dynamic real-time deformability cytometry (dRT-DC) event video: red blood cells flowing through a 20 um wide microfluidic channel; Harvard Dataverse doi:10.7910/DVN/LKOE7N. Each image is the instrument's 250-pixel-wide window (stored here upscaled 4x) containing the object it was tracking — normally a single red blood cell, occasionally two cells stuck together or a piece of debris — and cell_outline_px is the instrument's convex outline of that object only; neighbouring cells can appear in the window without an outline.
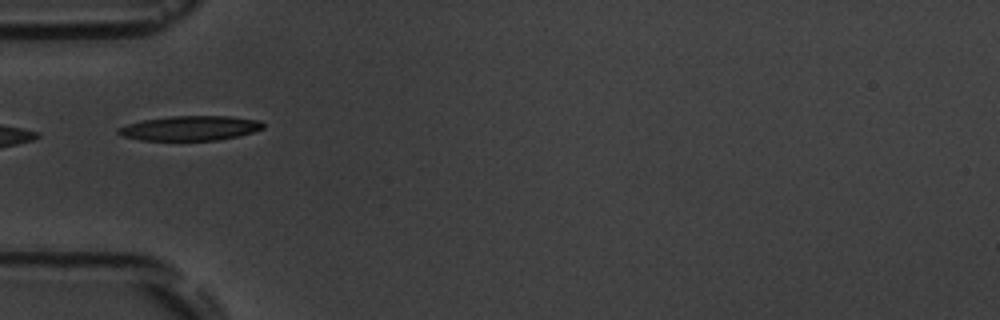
{"species": "common noctule bat (a hibernating species)", "species_latin": "Nyctalus noctula", "temperature_condition": "room temperature", "stored_images_in_passage": 10, "camera_frame_rate_fps": 3000, "um_per_image_px": 0.085, "animal": {"sex": "male", "body_mass_g": 19.5, "forearm_length_mm": 54.6}, "frame": {"image": 1, "passage_image": 5, "time_ms": 4.667, "image_size_px": [1000, 320], "cell_outline_px": [[264, 128], [240, 136], [220, 140], [140, 140], [124, 136], [116, 132], [116, 128], [128, 124], [144, 120], [172, 116], [228, 116], [260, 120], [264, 124]], "centroid_in_image_um": [16.19, 10.9], "position_along_channel_um": 68.8, "area_um2": 20.81}}
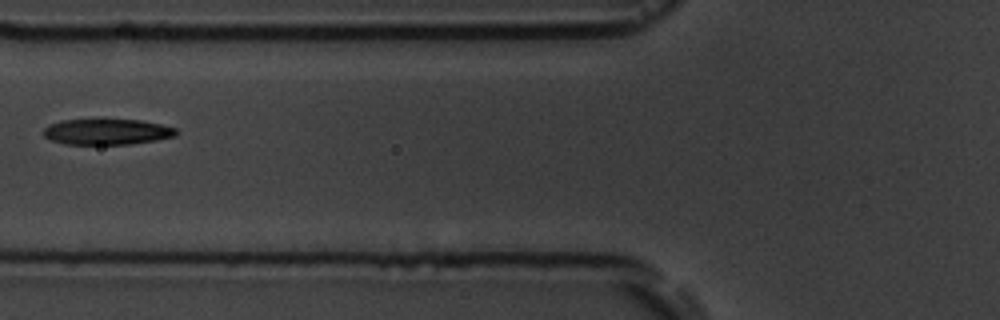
{"frame": {"image": 2, "passage_image": 6, "time_ms": 6.0, "image_size_px": [1000, 320], "cell_outline_px": [[176, 136], [156, 140], [128, 144], [64, 144], [52, 140], [44, 136], [44, 128], [48, 124], [60, 120], [140, 120], [160, 124], [176, 128]], "centroid_in_image_um": [9.07, 11.2], "position_along_channel_um": 116.7, "area_um2": 19.77}}
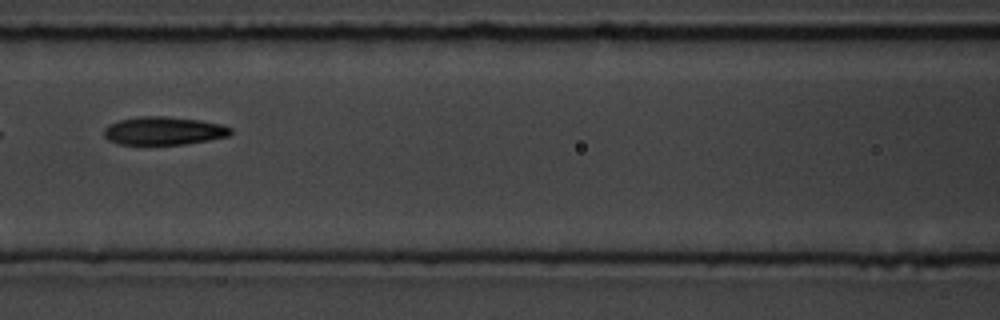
{"frame": {"image": 3, "passage_image": 7, "time_ms": 7.0, "image_size_px": [1000, 320], "cell_outline_px": [[232, 132], [228, 136], [208, 140], [184, 144], [120, 144], [108, 140], [104, 136], [104, 128], [108, 124], [120, 120], [140, 116], [168, 116], [200, 120], [220, 124], [232, 128]], "centroid_in_image_um": [13.9, 11.11], "position_along_channel_um": 152.7, "area_um2": 20.75}}